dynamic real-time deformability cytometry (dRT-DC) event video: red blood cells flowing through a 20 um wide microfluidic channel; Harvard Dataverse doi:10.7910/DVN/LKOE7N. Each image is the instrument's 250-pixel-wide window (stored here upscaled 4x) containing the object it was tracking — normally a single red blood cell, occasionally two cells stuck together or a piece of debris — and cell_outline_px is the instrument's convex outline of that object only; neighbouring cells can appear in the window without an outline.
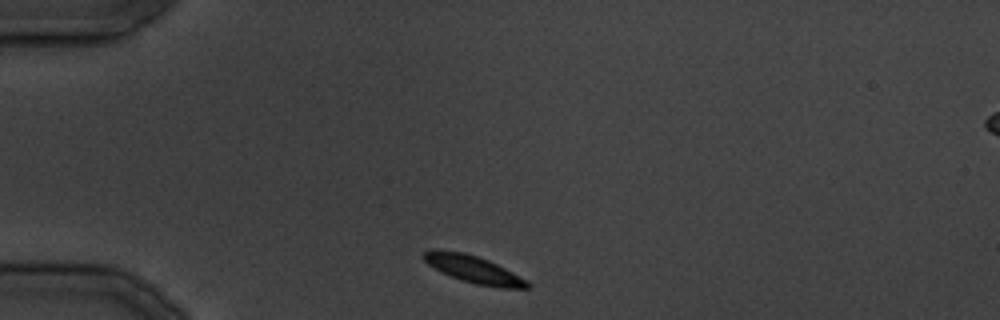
{"species": "common noctule bat (a hibernating species)", "species_latin": "Nyctalus noctula", "temperature_condition": "cold", "stored_images_in_passage": 12, "camera_frame_rate_fps": 3000, "um_per_image_px": 0.085, "animal": {"sex": "male", "body_mass_g": 19.5, "forearm_length_mm": 54.6}, "frame": {"image": 1, "passage_image": 1, "time_ms": 0.0, "image_size_px": [1000, 320], "cell_outline_px": [[532, 288], [504, 288], [476, 284], [460, 280], [428, 264], [420, 256], [424, 252], [432, 248], [436, 248], [464, 252], [488, 260], [528, 280], [532, 284]], "centroid_in_image_um": [40.26, 22.88], "position_along_channel_um": 44.7, "area_um2": 16.53}}
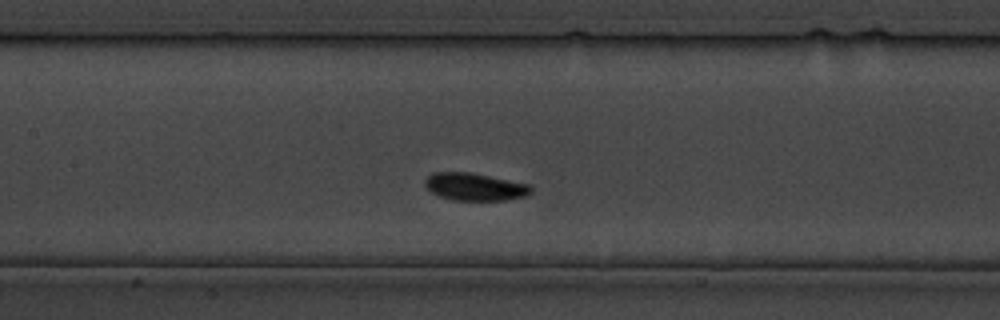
{"frame": {"image": 2, "passage_image": 9, "time_ms": 10.0, "image_size_px": [1000, 320], "cell_outline_px": [[532, 192], [524, 196], [504, 200], [456, 200], [440, 196], [432, 192], [424, 184], [424, 180], [432, 172], [468, 172], [528, 184], [532, 188]], "centroid_in_image_um": [40.33, 15.87], "position_along_channel_um": 167.1, "area_um2": 16.7}}
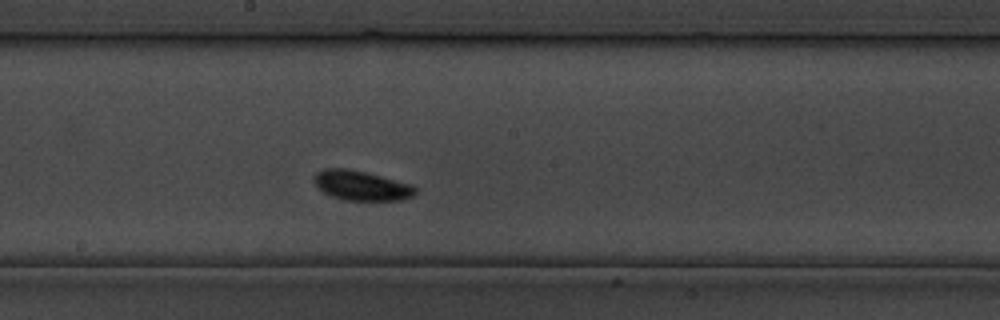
{"frame": {"image": 3, "passage_image": 12, "time_ms": 13.333, "image_size_px": [1000, 320], "cell_outline_px": [[416, 192], [412, 196], [400, 200], [344, 200], [332, 196], [324, 192], [316, 184], [316, 172], [324, 168], [348, 168], [412, 184], [416, 188]], "centroid_in_image_um": [30.74, 15.77], "position_along_channel_um": 217.5, "area_um2": 17.22}}